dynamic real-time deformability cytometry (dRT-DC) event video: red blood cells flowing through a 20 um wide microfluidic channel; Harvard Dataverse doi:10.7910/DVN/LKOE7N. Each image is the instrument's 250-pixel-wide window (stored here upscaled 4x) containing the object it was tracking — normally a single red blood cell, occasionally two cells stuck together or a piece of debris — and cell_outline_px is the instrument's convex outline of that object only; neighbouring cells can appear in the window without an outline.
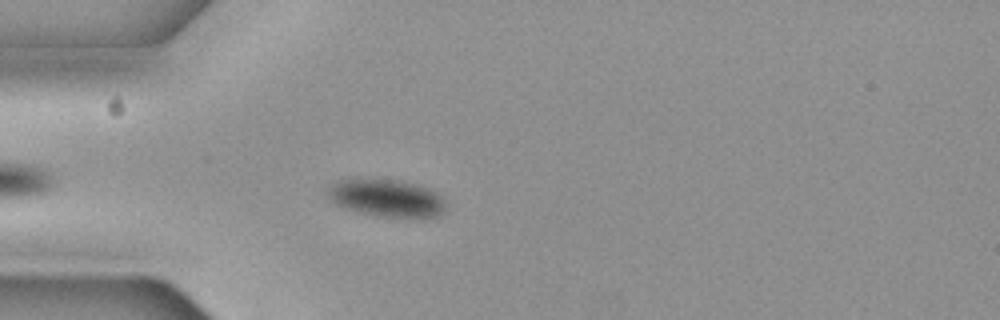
{"species": "common noctule bat (a hibernating species)", "species_latin": "Nyctalus noctula", "temperature_condition": "cold", "stored_images_in_passage": 47, "camera_frame_rate_fps": 3000, "um_per_image_px": 0.085, "animal": {"sex": "female", "body_mass_g": 19.3, "forearm_length_mm": 54.1}, "frame": {"image": 1, "passage_image": 6, "time_ms": 1.667, "image_size_px": [1000, 320], "cell_outline_px": [[444, 212], [436, 216], [424, 220], [408, 220], [372, 216], [356, 212], [336, 204], [328, 196], [328, 188], [336, 180], [396, 180], [428, 188], [444, 196]], "centroid_in_image_um": [32.93, 16.91], "position_along_channel_um": 52.1, "area_um2": 26.36}}
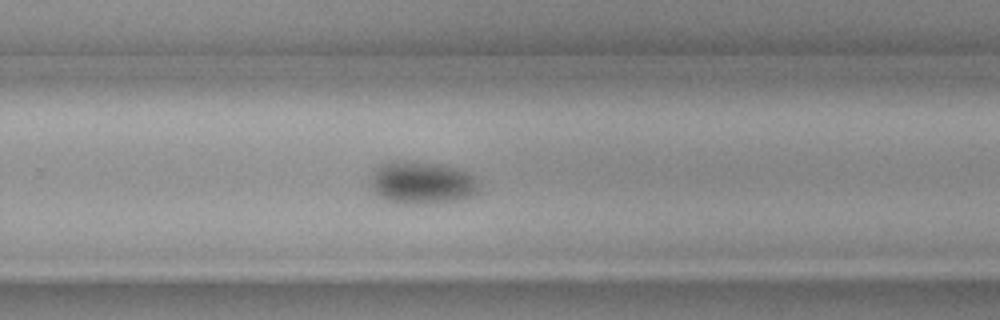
{"frame": {"image": 2, "passage_image": 27, "time_ms": 8.667, "image_size_px": [1000, 320], "cell_outline_px": [[480, 192], [464, 200], [436, 204], [396, 204], [380, 200], [372, 192], [368, 184], [368, 180], [376, 168], [380, 164], [392, 160], [404, 160], [436, 164], [460, 168], [468, 172], [476, 180], [480, 188]], "centroid_in_image_um": [35.81, 15.57], "position_along_channel_um": 294.0, "area_um2": 28.26}}
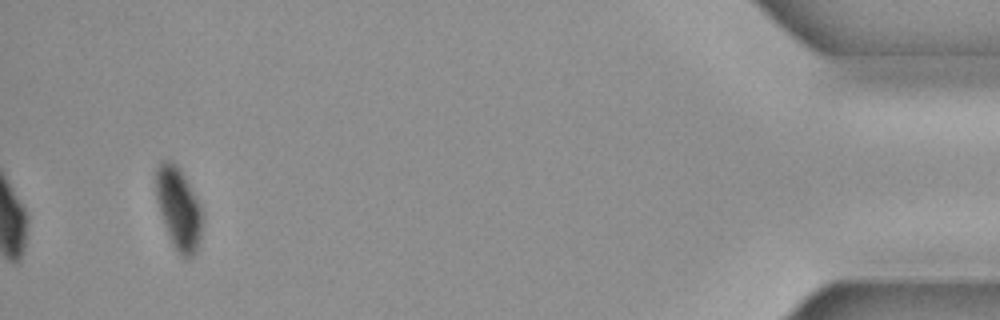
{"frame": {"image": 3, "passage_image": 44, "time_ms": 14.333, "image_size_px": [1000, 320], "cell_outline_px": [[204, 220], [200, 240], [196, 252], [188, 260], [180, 256], [176, 252], [168, 236], [156, 200], [156, 168], [160, 160], [172, 160], [176, 164], [184, 176], [200, 208]], "centroid_in_image_um": [15.17, 17.77], "position_along_channel_um": 420.0, "area_um2": 22.31}, "authors_computed_cell_mechanics": {"area_um2": 26.4724, "velocity_mm_per_s": 3.6368, "shape_relaxation_time_tau1_ms": 6.5402, "shape_relaxation_time_tau2_ms": null, "deformation_change_tau1": 0.1107, "deformation_change_tau2": null}}